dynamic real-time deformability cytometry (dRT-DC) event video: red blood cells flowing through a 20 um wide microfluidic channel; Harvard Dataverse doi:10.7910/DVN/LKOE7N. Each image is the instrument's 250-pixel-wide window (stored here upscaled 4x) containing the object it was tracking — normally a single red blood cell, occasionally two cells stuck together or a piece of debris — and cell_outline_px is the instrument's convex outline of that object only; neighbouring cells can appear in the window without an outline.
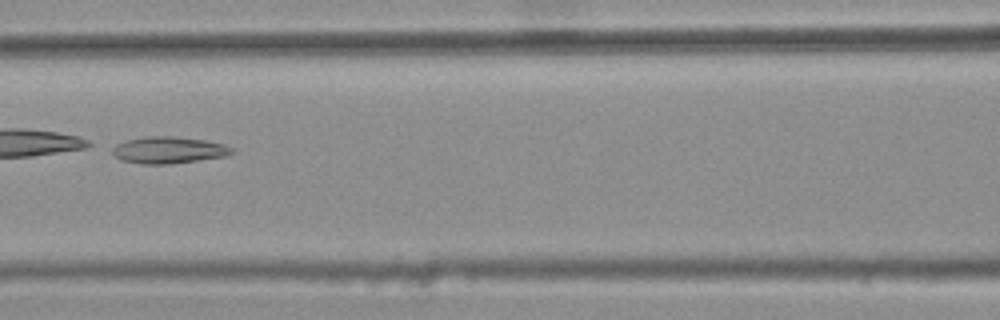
{"species": "common noctule bat (a hibernating species)", "species_latin": "Nyctalus noctula", "temperature_condition": "warm", "stored_images_in_passage": 9, "camera_frame_rate_fps": 3000, "um_per_image_px": 0.085, "animal": {"sex": "female", "body_mass_g": 25.1}, "frame": {"image": 1, "passage_image": 8, "time_ms": 2.333, "image_size_px": [1000, 320], "cell_outline_px": [[236, 152], [228, 156], [168, 164], [140, 164], [120, 160], [112, 152], [112, 148], [116, 144], [128, 140], [144, 136], [172, 136], [204, 140], [224, 144], [232, 148]], "centroid_in_image_um": [14.34, 12.76], "position_along_channel_um": 152.3, "area_um2": 18.67}}